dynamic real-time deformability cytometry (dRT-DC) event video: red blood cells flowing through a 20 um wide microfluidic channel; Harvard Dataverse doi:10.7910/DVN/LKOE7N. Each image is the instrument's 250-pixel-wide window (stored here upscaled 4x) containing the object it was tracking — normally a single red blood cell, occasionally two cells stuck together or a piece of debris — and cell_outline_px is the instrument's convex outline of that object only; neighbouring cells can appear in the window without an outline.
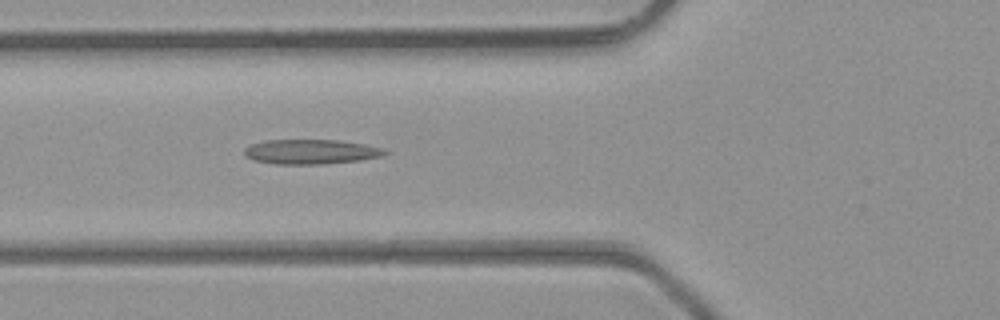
{"species": "common noctule bat (a hibernating species)", "species_latin": "Nyctalus noctula", "temperature_condition": "room temperature", "stored_images_in_passage": 47, "camera_frame_rate_fps": 3000, "um_per_image_px": 0.085, "animal": {"sex": "male", "body_mass_g": 23.1, "forearm_length_mm": 52.7}, "frame": {"image": 1, "passage_image": 17, "time_ms": 5.333, "image_size_px": [1000, 320], "cell_outline_px": [[392, 152], [380, 156], [360, 160], [324, 164], [276, 164], [252, 160], [244, 156], [244, 148], [252, 144], [264, 140], [340, 140], [364, 144], [384, 148]], "centroid_in_image_um": [26.43, 12.9], "position_along_channel_um": 99.4, "area_um2": 20.4}}
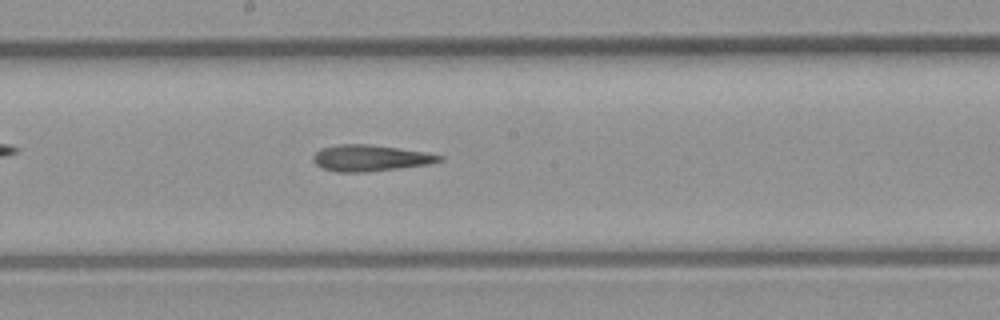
{"frame": {"image": 2, "passage_image": 25, "time_ms": 8.0, "image_size_px": [1000, 320], "cell_outline_px": [[444, 160], [428, 164], [368, 172], [336, 172], [320, 168], [312, 160], [312, 156], [320, 148], [340, 144], [368, 144], [424, 152], [444, 156]], "centroid_in_image_um": [31.42, 13.44], "position_along_channel_um": 216.8, "area_um2": 19.31}}
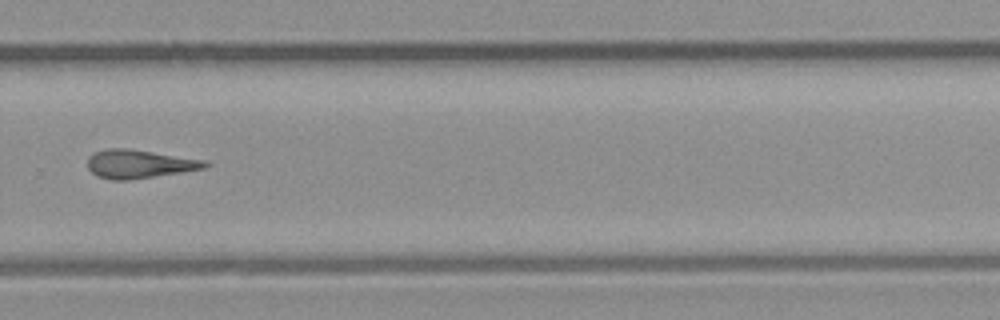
{"frame": {"image": 3, "passage_image": 32, "time_ms": 10.333, "image_size_px": [1000, 320], "cell_outline_px": [[212, 164], [204, 168], [184, 172], [128, 180], [112, 180], [96, 176], [88, 168], [88, 156], [92, 152], [104, 148], [128, 148], [208, 160]], "centroid_in_image_um": [11.85, 13.93], "position_along_channel_um": 318.0, "area_um2": 19.88}, "authors_computed_cell_mechanics": {"area_um2": 19.652, "velocity_mm_per_s": 4.3608, "shape_relaxation_time_tau1_ms": null, "shape_relaxation_time_tau2_ms": 10.8327, "deformation_change_tau1": null, "deformation_change_tau2": 0.3077}}